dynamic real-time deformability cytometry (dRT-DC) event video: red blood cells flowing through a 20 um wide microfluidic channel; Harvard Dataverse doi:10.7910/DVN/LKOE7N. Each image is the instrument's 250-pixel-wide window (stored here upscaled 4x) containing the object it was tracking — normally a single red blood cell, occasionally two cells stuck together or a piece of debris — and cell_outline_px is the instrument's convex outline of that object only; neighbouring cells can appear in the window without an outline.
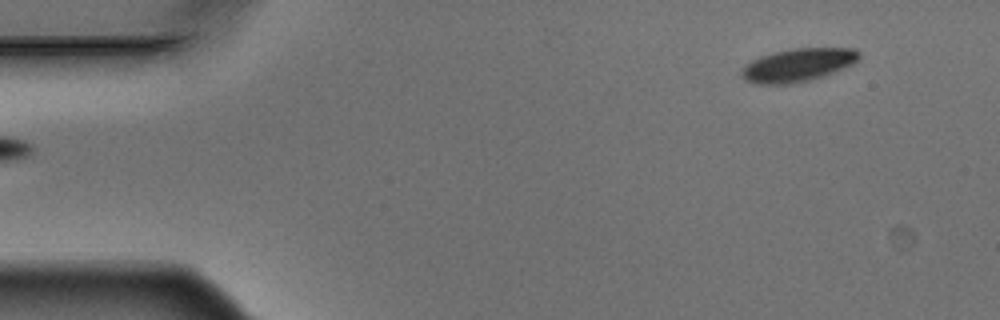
{"species": "Egyptian fruit bat (a non-hibernating species)", "species_latin": "Rousettus aegyptiacus", "temperature_condition": "warm", "stored_images_in_passage": 6, "segment_of_instrument_passage": [2, 2], "camera_frame_rate_fps": 3000, "um_per_image_px": 0.085, "animal": {"sex": "male"}, "frame": {"image": 1, "passage_image": 6, "time_ms": 1.667, "image_size_px": [1000, 320], "cell_outline_px": [[860, 56], [852, 64], [844, 68], [808, 80], [788, 84], [756, 84], [744, 80], [740, 72], [740, 68], [744, 64], [760, 56], [792, 48], [856, 48], [860, 52]], "centroid_in_image_um": [67.77, 5.52], "position_along_channel_um": 17.2, "area_um2": 22.6}}